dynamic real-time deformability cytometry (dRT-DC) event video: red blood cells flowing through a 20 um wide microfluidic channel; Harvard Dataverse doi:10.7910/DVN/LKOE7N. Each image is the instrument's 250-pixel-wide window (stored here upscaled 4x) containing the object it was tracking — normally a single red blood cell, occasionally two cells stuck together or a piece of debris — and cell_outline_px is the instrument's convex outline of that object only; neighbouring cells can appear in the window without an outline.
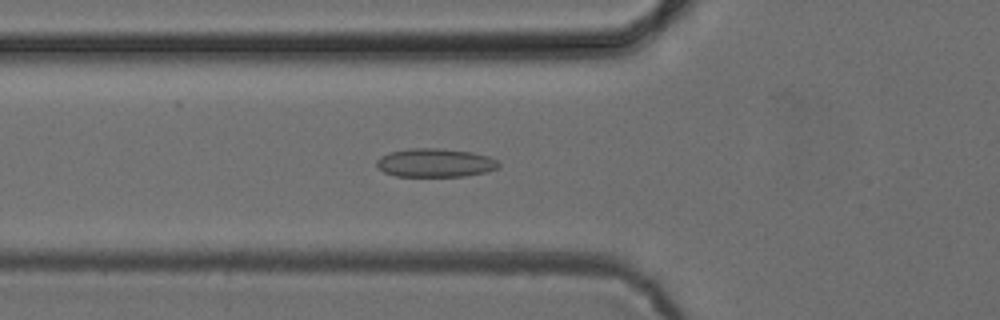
{"species": "common noctule bat (a hibernating species)", "species_latin": "Nyctalus noctula", "temperature_condition": "cold", "stored_images_in_passage": 52, "camera_frame_rate_fps": 3000, "um_per_image_px": 0.085, "animal": {"sex": "female", "body_mass_g": 24.6, "forearm_length_mm": 56.2}, "frame": {"image": 1, "passage_image": 19, "time_ms": 6.0, "image_size_px": [1000, 320], "cell_outline_px": [[500, 168], [488, 172], [464, 176], [396, 176], [384, 172], [376, 164], [376, 160], [380, 156], [388, 152], [412, 148], [436, 148], [472, 152], [488, 156], [496, 160], [500, 164]], "centroid_in_image_um": [37.0, 13.84], "position_along_channel_um": 88.8, "area_um2": 20.4}}
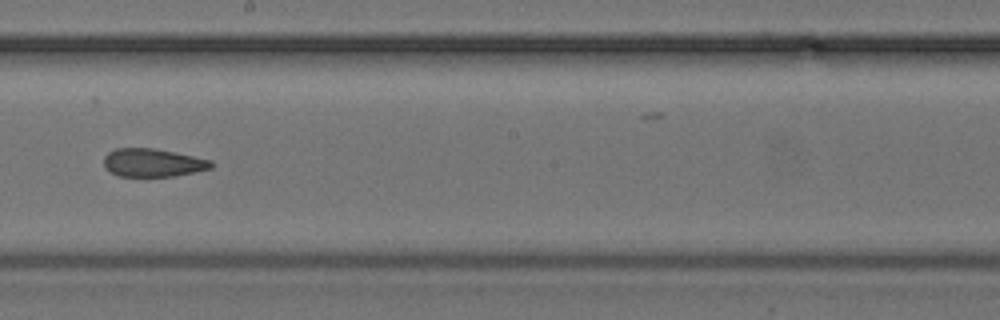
{"frame": {"image": 2, "passage_image": 30, "time_ms": 9.667, "image_size_px": [1000, 320], "cell_outline_px": [[212, 168], [196, 172], [176, 176], [120, 176], [104, 168], [104, 156], [108, 152], [116, 148], [156, 148], [212, 160]], "centroid_in_image_um": [13.0, 13.82], "position_along_channel_um": 235.2, "area_um2": 17.69}}
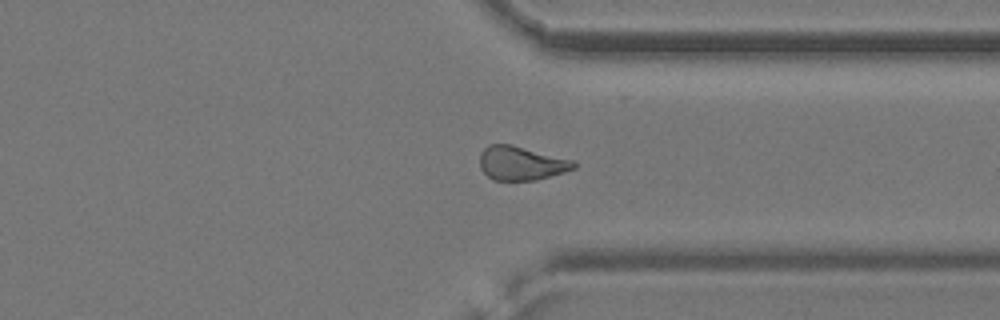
{"frame": {"image": 3, "passage_image": 40, "time_ms": 13.0, "image_size_px": [1000, 320], "cell_outline_px": [[576, 168], [564, 172], [536, 180], [492, 180], [480, 168], [480, 152], [488, 144], [512, 144], [576, 160]], "centroid_in_image_um": [44.32, 13.86], "position_along_channel_um": 367.1, "area_um2": 18.84}}